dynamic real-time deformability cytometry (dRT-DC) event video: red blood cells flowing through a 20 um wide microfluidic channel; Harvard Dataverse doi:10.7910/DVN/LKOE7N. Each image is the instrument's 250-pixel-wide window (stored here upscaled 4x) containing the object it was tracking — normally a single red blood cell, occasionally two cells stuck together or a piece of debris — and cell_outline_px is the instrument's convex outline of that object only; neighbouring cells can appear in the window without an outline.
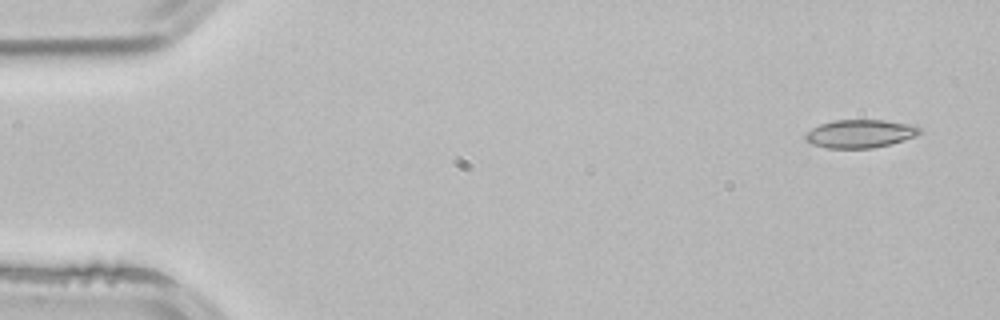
{"species": "common noctule bat (a hibernating species)", "species_latin": "Nyctalus noctula", "temperature_condition": "room temperature", "stored_images_in_passage": 15, "camera_frame_rate_fps": 3000, "um_per_image_px": 0.085, "animal": {"sex": "male", "body_mass_g": 21.5, "forearm_length_mm": 52.0}, "frame": {"image": 1, "passage_image": 3, "time_ms": 0.667, "image_size_px": [1000, 320], "cell_outline_px": [[924, 132], [916, 136], [888, 144], [872, 148], [828, 148], [812, 144], [804, 140], [804, 132], [820, 124], [836, 120], [884, 120], [912, 124], [920, 128]], "centroid_in_image_um": [73.09, 11.36], "position_along_channel_um": 11.9, "area_um2": 18.84}}